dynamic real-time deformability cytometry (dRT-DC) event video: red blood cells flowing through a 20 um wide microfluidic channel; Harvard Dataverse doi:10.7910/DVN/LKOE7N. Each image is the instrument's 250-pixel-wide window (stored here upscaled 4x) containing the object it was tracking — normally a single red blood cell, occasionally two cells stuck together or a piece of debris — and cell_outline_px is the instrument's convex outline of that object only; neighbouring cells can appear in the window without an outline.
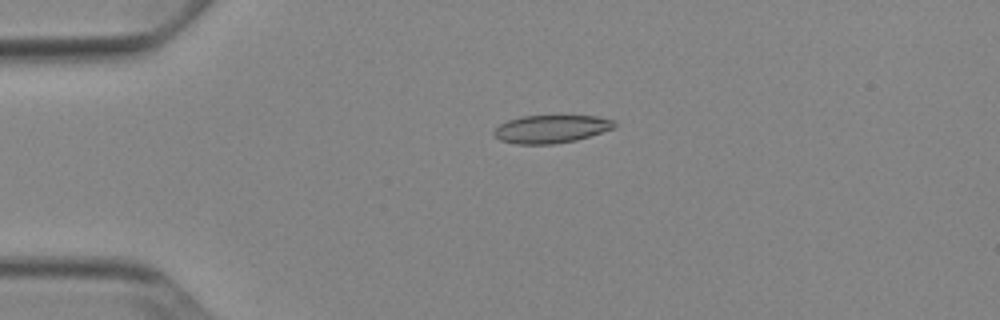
{"species": "Egyptian fruit bat (a non-hibernating species)", "species_latin": "Rousettus aegyptiacus", "temperature_condition": "cold", "stored_images_in_passage": 42, "camera_frame_rate_fps": 3000, "um_per_image_px": 0.085, "animal": {"sex": "female"}, "frame": {"image": 1, "passage_image": 2, "time_ms": 0.333, "image_size_px": [1000, 320], "cell_outline_px": [[616, 128], [576, 140], [552, 144], [516, 144], [500, 140], [492, 132], [500, 124], [508, 120], [520, 116], [596, 116], [616, 120]], "centroid_in_image_um": [46.87, 10.96], "position_along_channel_um": 38.1, "area_um2": 19.65}}
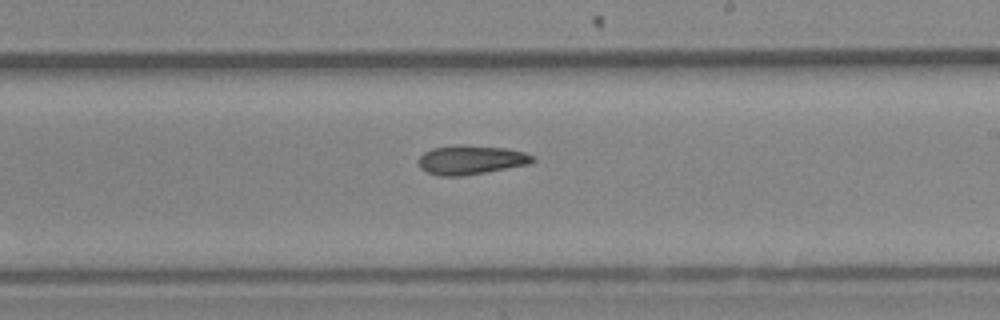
{"frame": {"image": 2, "passage_image": 21, "time_ms": 6.667, "image_size_px": [1000, 320], "cell_outline_px": [[536, 160], [528, 164], [484, 172], [460, 176], [440, 176], [428, 172], [420, 168], [420, 156], [424, 152], [432, 148], [460, 144], [504, 148], [524, 152], [536, 156]], "centroid_in_image_um": [40.04, 13.58], "position_along_channel_um": 249.0, "area_um2": 19.19}}
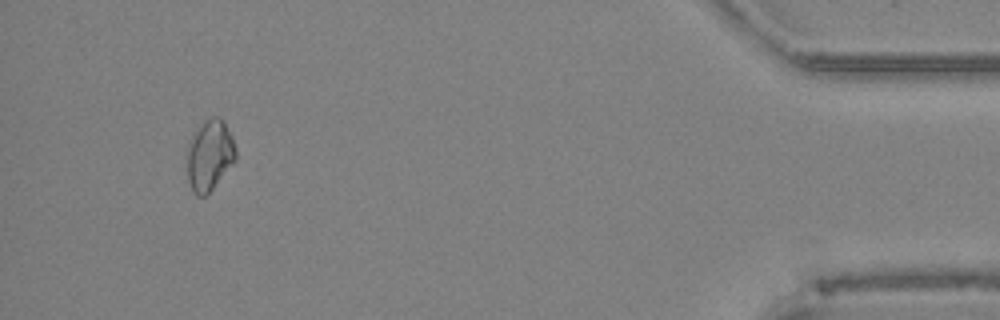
{"frame": {"image": 3, "passage_image": 39, "time_ms": 12.667, "image_size_px": [1000, 320], "cell_outline_px": [[236, 160], [212, 188], [204, 196], [196, 196], [192, 192], [188, 180], [188, 148], [192, 132], [204, 120], [212, 116], [216, 116], [224, 120], [232, 136], [236, 152]], "centroid_in_image_um": [17.81, 13.16], "position_along_channel_um": 417.4, "area_um2": 20.06}, "authors_computed_cell_mechanics": {"area_um2": 19.2763, "velocity_mm_per_s": 3.8972, "shape_relaxation_time_tau1_ms": null, "shape_relaxation_time_tau2_ms": 6.8968, "deformation_change_tau1": null, "deformation_change_tau2": 0.1436}}